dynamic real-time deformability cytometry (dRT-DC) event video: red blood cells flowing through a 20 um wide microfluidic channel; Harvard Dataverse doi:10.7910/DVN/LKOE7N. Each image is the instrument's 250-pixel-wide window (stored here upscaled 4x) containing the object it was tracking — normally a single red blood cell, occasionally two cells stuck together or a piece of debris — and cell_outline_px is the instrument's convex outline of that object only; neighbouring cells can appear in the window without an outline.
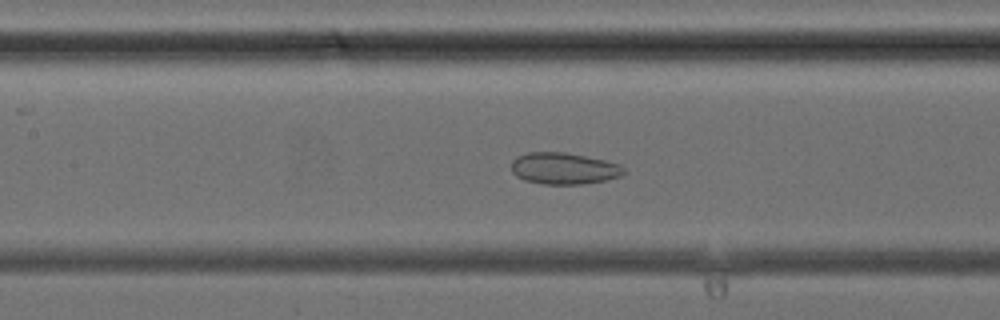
{"species": "common noctule bat (a hibernating species)", "species_latin": "Nyctalus noctula", "temperature_condition": "cold", "stored_images_in_passage": 39, "camera_frame_rate_fps": 3000, "um_per_image_px": 0.085, "animal": {"sex": "female", "body_mass_g": 24.6, "forearm_length_mm": 56.2}, "frame": {"image": 1, "passage_image": 16, "time_ms": 5.0, "image_size_px": [1000, 320], "cell_outline_px": [[628, 172], [620, 176], [604, 180], [580, 184], [544, 184], [524, 180], [516, 176], [512, 172], [512, 160], [516, 156], [528, 152], [564, 152], [604, 160], [620, 164]], "centroid_in_image_um": [47.92, 14.31], "position_along_channel_um": 159.5, "area_um2": 20.69}}
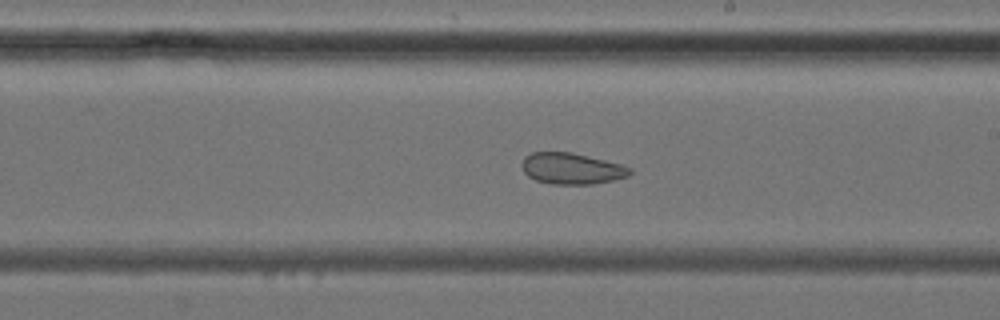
{"frame": {"image": 2, "passage_image": 21, "time_ms": 6.667, "image_size_px": [1000, 320], "cell_outline_px": [[632, 172], [628, 176], [612, 180], [592, 184], [552, 184], [536, 180], [528, 176], [524, 172], [520, 164], [524, 156], [532, 152], [572, 152], [620, 164], [632, 168]], "centroid_in_image_um": [48.56, 14.32], "position_along_channel_um": 240.4, "area_um2": 19.65}}
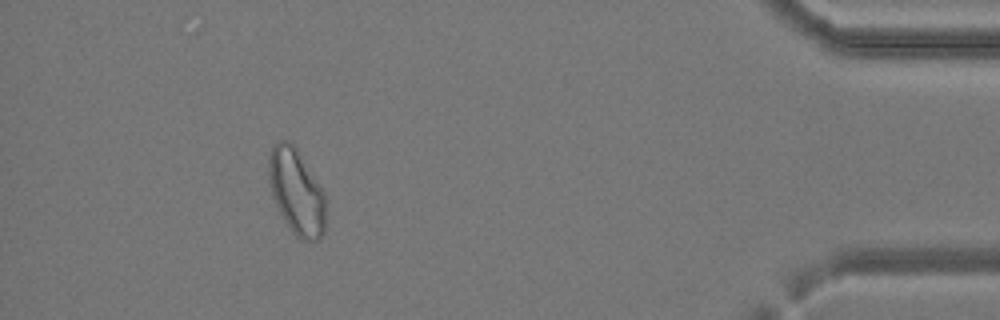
{"frame": {"image": 3, "passage_image": 35, "time_ms": 11.333, "image_size_px": [1000, 320], "cell_outline_px": [[324, 232], [320, 240], [300, 240], [292, 232], [284, 220], [272, 196], [268, 180], [268, 160], [272, 148], [280, 140], [288, 140], [296, 148], [324, 192]], "centroid_in_image_um": [25.18, 16.32], "position_along_channel_um": 410.0, "area_um2": 28.09}}